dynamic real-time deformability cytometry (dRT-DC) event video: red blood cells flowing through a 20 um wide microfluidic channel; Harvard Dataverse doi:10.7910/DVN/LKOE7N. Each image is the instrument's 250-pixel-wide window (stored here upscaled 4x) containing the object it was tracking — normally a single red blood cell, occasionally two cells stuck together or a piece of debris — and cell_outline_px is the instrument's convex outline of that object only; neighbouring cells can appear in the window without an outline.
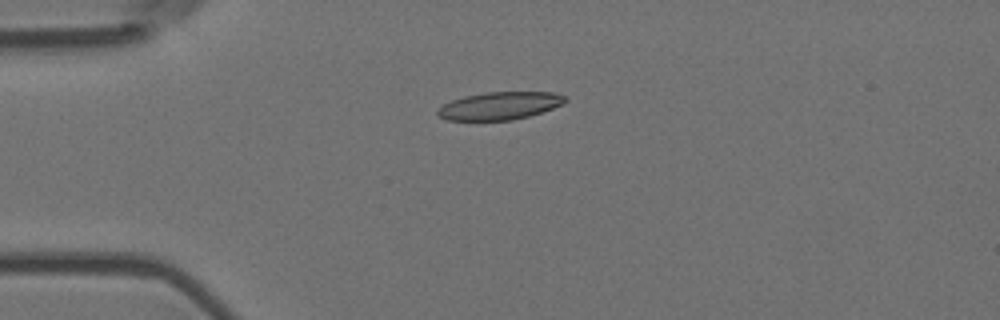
{"species": "Egyptian fruit bat (a non-hibernating species)", "species_latin": "Rousettus aegyptiacus", "temperature_condition": "room temperature", "stored_images_in_passage": 4, "camera_frame_rate_fps": 3000, "um_per_image_px": 0.085, "animal": {"sex": "female"}, "frame": {"image": 1, "passage_image": 4, "time_ms": 1.0, "image_size_px": [1000, 320], "cell_outline_px": [[568, 100], [564, 104], [528, 116], [512, 120], [448, 120], [436, 116], [436, 108], [452, 100], [464, 96], [484, 92], [552, 92], [564, 96]], "centroid_in_image_um": [42.43, 8.99], "position_along_channel_um": 42.6, "area_um2": 20.63}}